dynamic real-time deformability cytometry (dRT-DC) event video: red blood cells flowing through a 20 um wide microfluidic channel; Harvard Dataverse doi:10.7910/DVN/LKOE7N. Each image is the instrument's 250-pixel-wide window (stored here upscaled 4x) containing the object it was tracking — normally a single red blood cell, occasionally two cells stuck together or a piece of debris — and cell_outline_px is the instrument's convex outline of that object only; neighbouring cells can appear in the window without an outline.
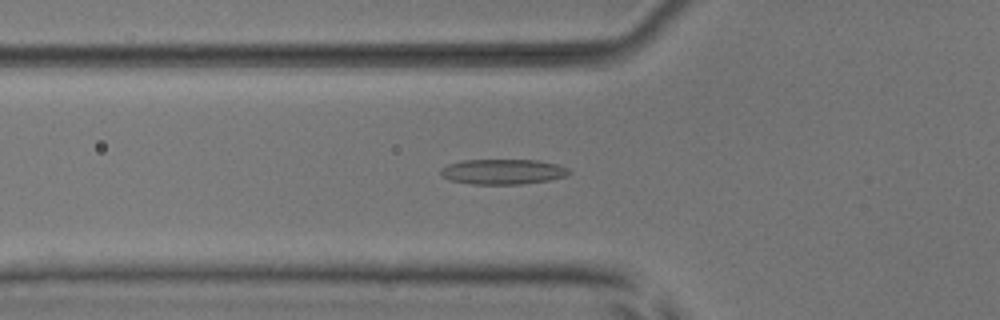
{"species": "common noctule bat (a hibernating species)", "species_latin": "Nyctalus noctula", "temperature_condition": "room temperature", "stored_images_in_passage": 40, "camera_frame_rate_fps": 3000, "um_per_image_px": 0.085, "animal": {"sex": "male", "body_mass_g": 17.9, "forearm_length_mm": 54.2}, "frame": {"image": 1, "passage_image": 6, "time_ms": 1.667, "image_size_px": [1000, 320], "cell_outline_px": [[572, 172], [568, 176], [548, 180], [520, 184], [472, 184], [448, 180], [440, 172], [440, 168], [448, 164], [464, 160], [536, 160], [556, 164], [568, 168]], "centroid_in_image_um": [42.75, 14.59], "position_along_channel_um": 83.1, "area_um2": 18.84}}
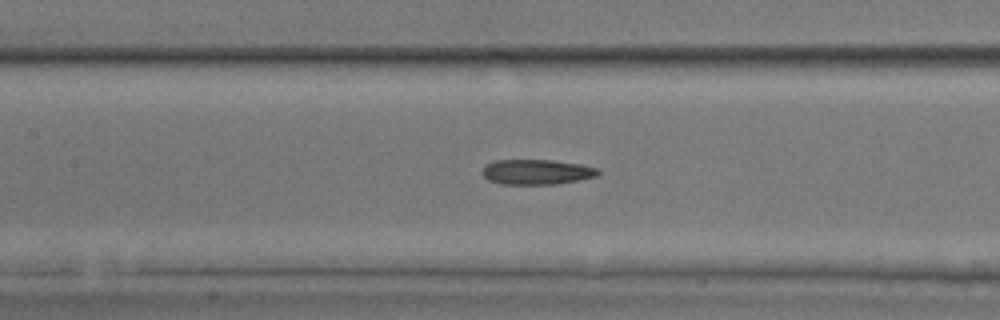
{"frame": {"image": 2, "passage_image": 12, "time_ms": 3.667, "image_size_px": [1000, 320], "cell_outline_px": [[600, 172], [596, 176], [580, 180], [556, 184], [500, 184], [488, 180], [480, 172], [484, 164], [496, 160], [552, 160], [580, 164], [596, 168]], "centroid_in_image_um": [45.56, 14.61], "position_along_channel_um": 161.8, "area_um2": 17.05}}
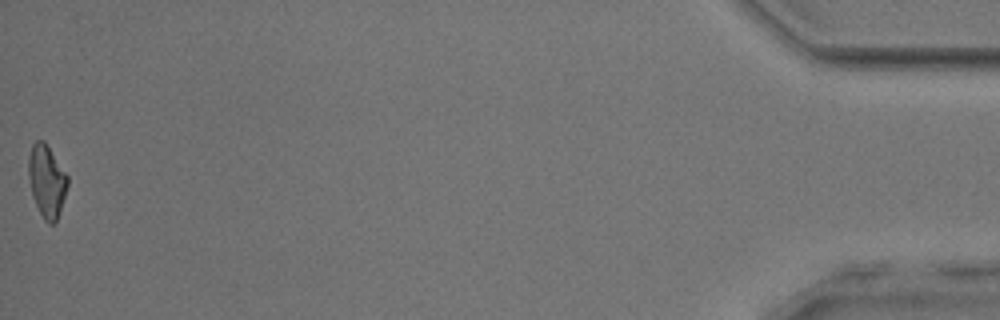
{"frame": {"image": 3, "passage_image": 40, "time_ms": 13.0, "image_size_px": [1000, 320], "cell_outline_px": [[68, 184], [56, 220], [52, 224], [48, 224], [44, 220], [32, 196], [28, 176], [28, 156], [32, 144], [36, 140], [44, 140], [68, 176]], "centroid_in_image_um": [3.95, 15.35], "position_along_channel_um": 431.3, "area_um2": 16.3}}